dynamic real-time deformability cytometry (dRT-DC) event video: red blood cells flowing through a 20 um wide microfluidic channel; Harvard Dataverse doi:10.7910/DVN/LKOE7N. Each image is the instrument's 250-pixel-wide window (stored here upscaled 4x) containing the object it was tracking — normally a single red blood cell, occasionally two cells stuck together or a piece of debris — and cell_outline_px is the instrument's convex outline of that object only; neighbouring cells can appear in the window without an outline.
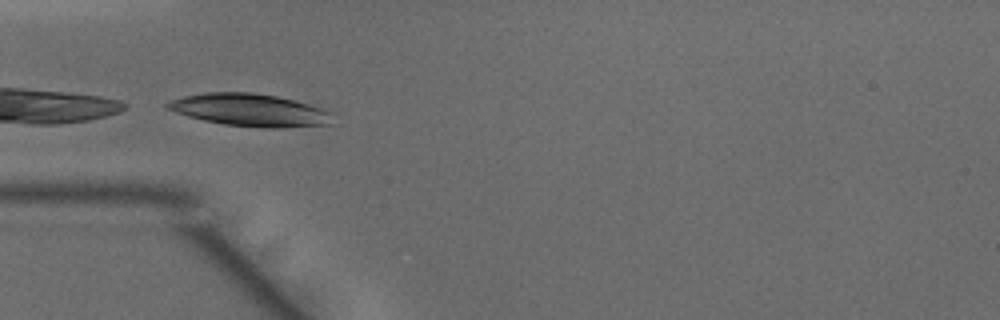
{"species": "common noctule bat (a hibernating species)", "species_latin": "Nyctalus noctula", "temperature_condition": "warm", "stored_images_in_passage": 12, "camera_frame_rate_fps": 3000, "um_per_image_px": 0.085, "animal": {"sex": "male", "body_mass_g": 15.6}, "frame": {"image": 1, "passage_image": 1, "time_ms": 0.0, "image_size_px": [1000, 320], "cell_outline_px": [[336, 124], [280, 128], [264, 128], [224, 124], [204, 120], [188, 116], [164, 108], [164, 104], [172, 100], [184, 96], [204, 92], [252, 92], [276, 96], [308, 104], [320, 108], [328, 112]], "centroid_in_image_um": [21.23, 9.36], "position_along_channel_um": 63.8, "area_um2": 31.21}}
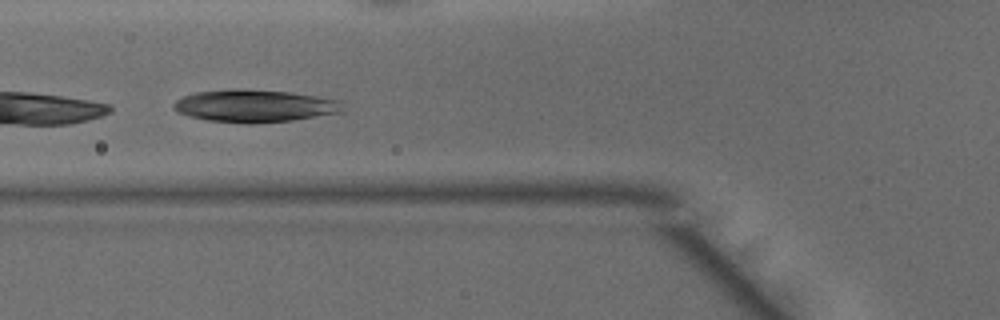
{"frame": {"image": 2, "passage_image": 4, "time_ms": 1.0, "image_size_px": [1000, 320], "cell_outline_px": [[344, 112], [292, 120], [248, 124], [244, 124], [208, 120], [192, 116], [180, 112], [172, 108], [172, 104], [176, 100], [184, 96], [196, 92], [236, 88], [240, 88], [292, 92], [340, 100], [344, 108]], "centroid_in_image_um": [21.68, 8.99], "position_along_channel_um": 104.1, "area_um2": 32.14}}
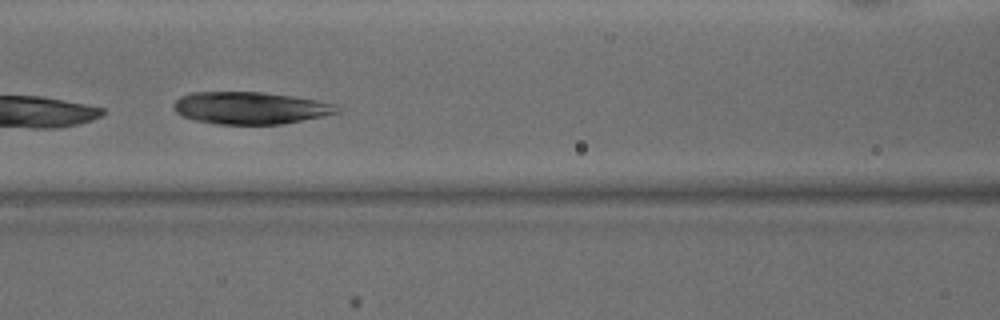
{"frame": {"image": 3, "passage_image": 7, "time_ms": 2.0, "image_size_px": [1000, 320], "cell_outline_px": [[340, 112], [284, 124], [216, 124], [192, 120], [176, 112], [172, 104], [180, 96], [192, 92], [264, 92], [292, 96], [336, 104], [340, 108]], "centroid_in_image_um": [21.25, 9.18], "position_along_channel_um": 145.4, "area_um2": 30.69}}